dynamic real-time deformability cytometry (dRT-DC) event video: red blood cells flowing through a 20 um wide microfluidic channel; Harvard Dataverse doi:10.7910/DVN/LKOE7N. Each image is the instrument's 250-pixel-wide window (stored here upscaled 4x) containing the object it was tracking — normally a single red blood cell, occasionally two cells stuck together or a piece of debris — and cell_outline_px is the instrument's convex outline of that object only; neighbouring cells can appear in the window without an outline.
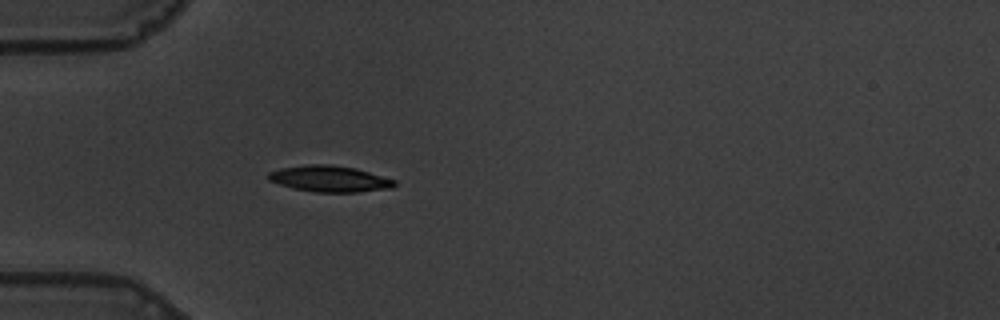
{"species": "common noctule bat (a hibernating species)", "species_latin": "Nyctalus noctula", "temperature_condition": "warm", "stored_images_in_passage": 41, "camera_frame_rate_fps": 3000, "um_per_image_px": 0.085, "animal": {"sex": "male", "body_mass_g": 19.5, "forearm_length_mm": 54.6}, "frame": {"image": 1, "passage_image": 1, "time_ms": 0.0, "image_size_px": [1000, 320], "cell_outline_px": [[396, 184], [392, 188], [356, 192], [316, 192], [292, 188], [268, 180], [268, 172], [280, 168], [308, 164], [328, 164], [356, 168], [396, 180]], "centroid_in_image_um": [28.01, 15.19], "position_along_channel_um": 57.0, "area_um2": 19.25}}
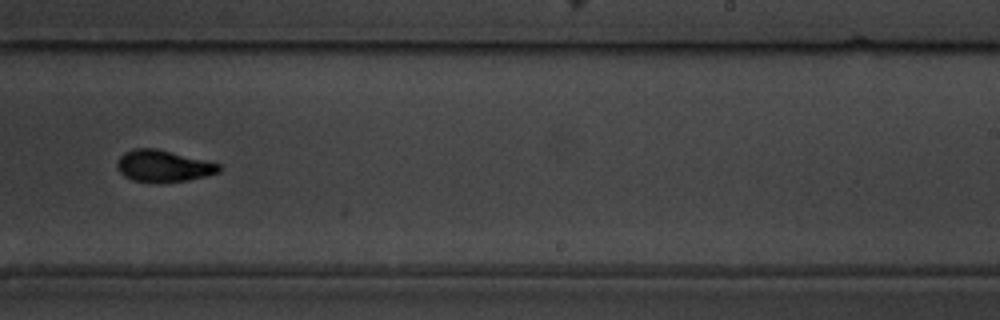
{"frame": {"image": 2, "passage_image": 20, "time_ms": 6.333, "image_size_px": [1000, 320], "cell_outline_px": [[220, 172], [188, 180], [160, 184], [156, 184], [132, 180], [124, 176], [120, 172], [116, 164], [120, 156], [124, 152], [132, 148], [156, 148], [220, 164]], "centroid_in_image_um": [13.84, 14.13], "position_along_channel_um": 275.2, "area_um2": 19.02}}
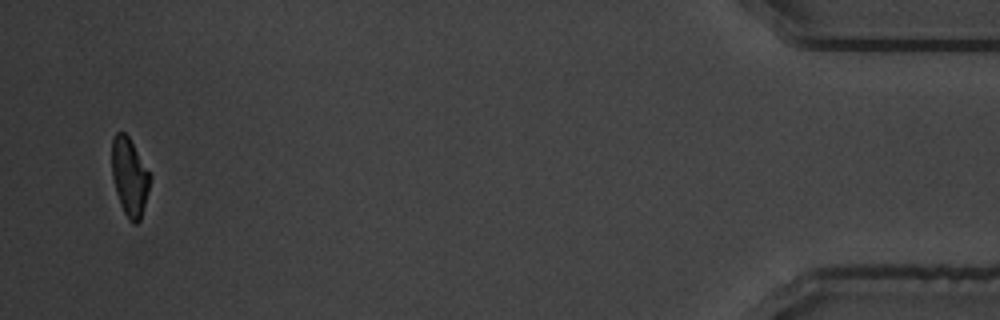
{"frame": {"image": 3, "passage_image": 39, "time_ms": 12.667, "image_size_px": [1000, 320], "cell_outline_px": [[152, 176], [148, 192], [140, 220], [136, 224], [132, 224], [128, 220], [120, 204], [116, 192], [112, 176], [112, 140], [116, 132], [124, 132], [128, 136]], "centroid_in_image_um": [11.02, 15.05], "position_along_channel_um": 424.2, "area_um2": 17.34}, "authors_computed_cell_mechanics": {"area_um2": 19.0162, "velocity_mm_per_s": 3.5665, "shape_relaxation_time_tau1_ms": 3.9807, "shape_relaxation_time_tau2_ms": 2.5663, "deformation_change_tau1": 0.1595, "deformation_change_tau2": 0.0877}}